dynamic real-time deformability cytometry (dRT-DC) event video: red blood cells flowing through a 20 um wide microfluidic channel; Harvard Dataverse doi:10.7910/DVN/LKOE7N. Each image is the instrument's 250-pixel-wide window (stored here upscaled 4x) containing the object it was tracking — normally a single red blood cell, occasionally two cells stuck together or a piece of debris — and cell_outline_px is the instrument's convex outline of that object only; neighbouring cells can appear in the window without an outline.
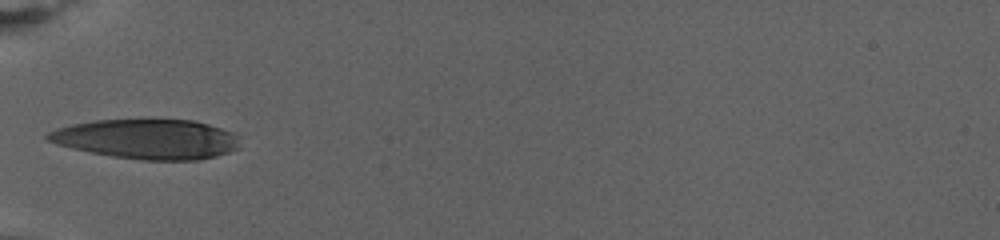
{"species": "human", "species_latin": "Homo sapiens", "temperature_condition": "warm", "stored_images_in_passage": 47, "camera_frame_rate_fps": 3000, "um_per_image_px": 0.085, "donor": {"sex": "female"}, "frame": {"image": 1, "passage_image": 1, "time_ms": 0.0, "image_size_px": [1000, 240], "cell_outline_px": [[240, 148], [216, 156], [196, 160], [144, 160], [112, 156], [72, 148], [56, 144], [44, 140], [44, 136], [48, 132], [56, 128], [72, 124], [96, 120], [192, 120], [208, 124], [232, 132], [240, 136]], "centroid_in_image_um": [12.5, 11.82], "position_along_channel_um": 72.5, "area_um2": 44.56}}
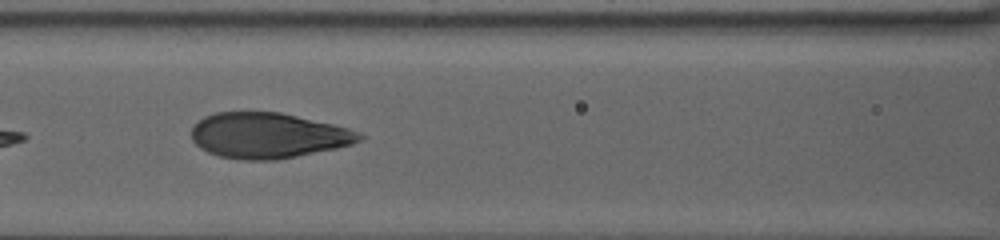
{"frame": {"image": 2, "passage_image": 9, "time_ms": 2.667, "image_size_px": [1000, 240], "cell_outline_px": [[364, 140], [352, 144], [336, 148], [276, 160], [244, 160], [220, 156], [208, 152], [200, 148], [192, 140], [192, 128], [204, 116], [216, 112], [280, 112], [332, 124], [348, 128], [364, 136]], "centroid_in_image_um": [22.78, 11.52], "position_along_channel_um": 143.8, "area_um2": 44.27}}
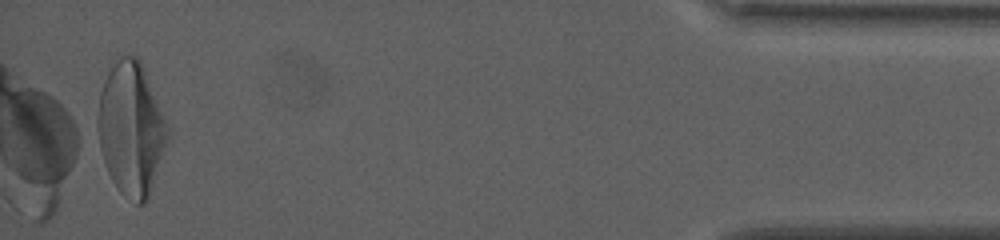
{"frame": {"image": 3, "passage_image": 47, "time_ms": 15.333, "image_size_px": [1000, 240], "cell_outline_px": [[168, 140], [148, 200], [144, 204], [136, 204], [124, 196], [120, 192], [112, 180], [92, 144], [100, 92], [104, 80], [108, 72], [116, 60], [120, 56], [136, 56], [140, 60], [168, 124]], "centroid_in_image_um": [11.07, 11.0], "position_along_channel_um": 424.1, "area_um2": 55.55}, "authors_computed_cell_mechanics": {"area_um2": 45.7776, "velocity_mm_per_s": 2.7483, "shape_relaxation_time_tau1_ms": 5.4732, "shape_relaxation_time_tau2_ms": null, "deformation_change_tau1": 0.2526, "deformation_change_tau2": null}}